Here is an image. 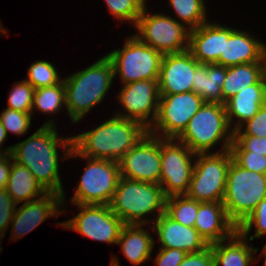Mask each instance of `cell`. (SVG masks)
I'll return each mask as SVG.
<instances>
[{"mask_svg":"<svg viewBox=\"0 0 266 266\" xmlns=\"http://www.w3.org/2000/svg\"><path fill=\"white\" fill-rule=\"evenodd\" d=\"M179 266H214L211 246L197 253H188Z\"/></svg>","mask_w":266,"mask_h":266,"instance_id":"60d3db41","label":"cell"},{"mask_svg":"<svg viewBox=\"0 0 266 266\" xmlns=\"http://www.w3.org/2000/svg\"><path fill=\"white\" fill-rule=\"evenodd\" d=\"M7 137L8 136L6 134L5 128L2 126V124L0 122V154H2V155L11 154V151H12L13 146H11V145L4 148V149L1 148L2 145L4 144V142L6 141Z\"/></svg>","mask_w":266,"mask_h":266,"instance_id":"7bdbcfd3","label":"cell"},{"mask_svg":"<svg viewBox=\"0 0 266 266\" xmlns=\"http://www.w3.org/2000/svg\"><path fill=\"white\" fill-rule=\"evenodd\" d=\"M169 5L180 23L193 30L208 21L204 0H169Z\"/></svg>","mask_w":266,"mask_h":266,"instance_id":"f1b7e54d","label":"cell"},{"mask_svg":"<svg viewBox=\"0 0 266 266\" xmlns=\"http://www.w3.org/2000/svg\"><path fill=\"white\" fill-rule=\"evenodd\" d=\"M25 80L35 89H38L56 85L63 79H61L57 69L52 63L38 60L30 65Z\"/></svg>","mask_w":266,"mask_h":266,"instance_id":"4dcf8cb0","label":"cell"},{"mask_svg":"<svg viewBox=\"0 0 266 266\" xmlns=\"http://www.w3.org/2000/svg\"><path fill=\"white\" fill-rule=\"evenodd\" d=\"M233 160L242 168L266 175V156L250 151H231Z\"/></svg>","mask_w":266,"mask_h":266,"instance_id":"d590c367","label":"cell"},{"mask_svg":"<svg viewBox=\"0 0 266 266\" xmlns=\"http://www.w3.org/2000/svg\"><path fill=\"white\" fill-rule=\"evenodd\" d=\"M253 226L256 228L255 233L249 237V241H253L254 237L260 238L266 234V197L258 203L254 211L239 225L238 231L244 237H247Z\"/></svg>","mask_w":266,"mask_h":266,"instance_id":"836d02e7","label":"cell"},{"mask_svg":"<svg viewBox=\"0 0 266 266\" xmlns=\"http://www.w3.org/2000/svg\"><path fill=\"white\" fill-rule=\"evenodd\" d=\"M230 151H250L266 156V137L233 135Z\"/></svg>","mask_w":266,"mask_h":266,"instance_id":"74e56055","label":"cell"},{"mask_svg":"<svg viewBox=\"0 0 266 266\" xmlns=\"http://www.w3.org/2000/svg\"><path fill=\"white\" fill-rule=\"evenodd\" d=\"M144 225L125 224L119 235L117 245L121 246L123 255L134 266L151 259L155 239L143 228Z\"/></svg>","mask_w":266,"mask_h":266,"instance_id":"cb8c5ba5","label":"cell"},{"mask_svg":"<svg viewBox=\"0 0 266 266\" xmlns=\"http://www.w3.org/2000/svg\"><path fill=\"white\" fill-rule=\"evenodd\" d=\"M16 204L6 189H0V233L5 236L16 210Z\"/></svg>","mask_w":266,"mask_h":266,"instance_id":"f35d334b","label":"cell"},{"mask_svg":"<svg viewBox=\"0 0 266 266\" xmlns=\"http://www.w3.org/2000/svg\"><path fill=\"white\" fill-rule=\"evenodd\" d=\"M254 84H264L262 62L226 67V77L222 87L223 105L238 92Z\"/></svg>","mask_w":266,"mask_h":266,"instance_id":"4316f807","label":"cell"},{"mask_svg":"<svg viewBox=\"0 0 266 266\" xmlns=\"http://www.w3.org/2000/svg\"><path fill=\"white\" fill-rule=\"evenodd\" d=\"M155 258L157 266H179L188 254L185 251L173 248H159Z\"/></svg>","mask_w":266,"mask_h":266,"instance_id":"ab89813d","label":"cell"},{"mask_svg":"<svg viewBox=\"0 0 266 266\" xmlns=\"http://www.w3.org/2000/svg\"><path fill=\"white\" fill-rule=\"evenodd\" d=\"M84 158L88 161L71 203L110 205L120 179L119 164L107 159L83 157L73 147L68 158Z\"/></svg>","mask_w":266,"mask_h":266,"instance_id":"ba28073f","label":"cell"},{"mask_svg":"<svg viewBox=\"0 0 266 266\" xmlns=\"http://www.w3.org/2000/svg\"><path fill=\"white\" fill-rule=\"evenodd\" d=\"M6 191L16 204L33 201L43 197L48 192L34 178L28 168L12 161Z\"/></svg>","mask_w":266,"mask_h":266,"instance_id":"484cf974","label":"cell"},{"mask_svg":"<svg viewBox=\"0 0 266 266\" xmlns=\"http://www.w3.org/2000/svg\"><path fill=\"white\" fill-rule=\"evenodd\" d=\"M10 92L7 108L31 113L35 88L24 79L14 84Z\"/></svg>","mask_w":266,"mask_h":266,"instance_id":"d6a6232c","label":"cell"},{"mask_svg":"<svg viewBox=\"0 0 266 266\" xmlns=\"http://www.w3.org/2000/svg\"><path fill=\"white\" fill-rule=\"evenodd\" d=\"M194 228L209 245L230 238L238 230L222 202H199Z\"/></svg>","mask_w":266,"mask_h":266,"instance_id":"ffe728a7","label":"cell"},{"mask_svg":"<svg viewBox=\"0 0 266 266\" xmlns=\"http://www.w3.org/2000/svg\"><path fill=\"white\" fill-rule=\"evenodd\" d=\"M247 239L237 230L230 238L211 244L214 266H250L255 263L254 254L258 248L249 245Z\"/></svg>","mask_w":266,"mask_h":266,"instance_id":"603a6c76","label":"cell"},{"mask_svg":"<svg viewBox=\"0 0 266 266\" xmlns=\"http://www.w3.org/2000/svg\"><path fill=\"white\" fill-rule=\"evenodd\" d=\"M232 159L230 149L196 154L190 186L185 195L199 202H223Z\"/></svg>","mask_w":266,"mask_h":266,"instance_id":"52a82bcc","label":"cell"},{"mask_svg":"<svg viewBox=\"0 0 266 266\" xmlns=\"http://www.w3.org/2000/svg\"><path fill=\"white\" fill-rule=\"evenodd\" d=\"M12 161L13 158L11 154L0 156V189L6 188L11 171Z\"/></svg>","mask_w":266,"mask_h":266,"instance_id":"b9f144b4","label":"cell"},{"mask_svg":"<svg viewBox=\"0 0 266 266\" xmlns=\"http://www.w3.org/2000/svg\"><path fill=\"white\" fill-rule=\"evenodd\" d=\"M125 179L159 184L161 174L160 137L147 132L119 161Z\"/></svg>","mask_w":266,"mask_h":266,"instance_id":"5bb4252c","label":"cell"},{"mask_svg":"<svg viewBox=\"0 0 266 266\" xmlns=\"http://www.w3.org/2000/svg\"><path fill=\"white\" fill-rule=\"evenodd\" d=\"M63 106L66 107V98L65 85L62 80L56 85L35 89L31 114L35 113L33 111L36 109V111L54 115L60 112Z\"/></svg>","mask_w":266,"mask_h":266,"instance_id":"83f0119b","label":"cell"},{"mask_svg":"<svg viewBox=\"0 0 266 266\" xmlns=\"http://www.w3.org/2000/svg\"><path fill=\"white\" fill-rule=\"evenodd\" d=\"M145 6L134 27L145 44L164 54L189 50L190 29L163 13L149 14Z\"/></svg>","mask_w":266,"mask_h":266,"instance_id":"30bf717a","label":"cell"},{"mask_svg":"<svg viewBox=\"0 0 266 266\" xmlns=\"http://www.w3.org/2000/svg\"><path fill=\"white\" fill-rule=\"evenodd\" d=\"M151 230L161 243L159 248H173L187 253H197L210 245L194 227H187L170 218L165 212L154 220Z\"/></svg>","mask_w":266,"mask_h":266,"instance_id":"ac0fdd59","label":"cell"},{"mask_svg":"<svg viewBox=\"0 0 266 266\" xmlns=\"http://www.w3.org/2000/svg\"><path fill=\"white\" fill-rule=\"evenodd\" d=\"M32 114L23 113L10 108L3 109L0 113V122L5 128L6 134L13 133L16 135H24L31 127Z\"/></svg>","mask_w":266,"mask_h":266,"instance_id":"e575fe53","label":"cell"},{"mask_svg":"<svg viewBox=\"0 0 266 266\" xmlns=\"http://www.w3.org/2000/svg\"><path fill=\"white\" fill-rule=\"evenodd\" d=\"M225 77V66L199 63L195 70L192 91L205 102L223 104L222 87Z\"/></svg>","mask_w":266,"mask_h":266,"instance_id":"d4e9b609","label":"cell"},{"mask_svg":"<svg viewBox=\"0 0 266 266\" xmlns=\"http://www.w3.org/2000/svg\"><path fill=\"white\" fill-rule=\"evenodd\" d=\"M109 12L117 19L121 21L131 22L134 27L136 26L138 19L143 11V8L147 5L146 0H105Z\"/></svg>","mask_w":266,"mask_h":266,"instance_id":"1f68e13d","label":"cell"},{"mask_svg":"<svg viewBox=\"0 0 266 266\" xmlns=\"http://www.w3.org/2000/svg\"><path fill=\"white\" fill-rule=\"evenodd\" d=\"M231 128L225 105L204 102L176 140L195 154L210 153L211 148L221 141L223 152L229 150L233 142L234 131Z\"/></svg>","mask_w":266,"mask_h":266,"instance_id":"5b68a950","label":"cell"},{"mask_svg":"<svg viewBox=\"0 0 266 266\" xmlns=\"http://www.w3.org/2000/svg\"><path fill=\"white\" fill-rule=\"evenodd\" d=\"M234 29L207 21L190 30L189 51L201 64L217 63L223 54L224 38H228Z\"/></svg>","mask_w":266,"mask_h":266,"instance_id":"d6986e66","label":"cell"},{"mask_svg":"<svg viewBox=\"0 0 266 266\" xmlns=\"http://www.w3.org/2000/svg\"><path fill=\"white\" fill-rule=\"evenodd\" d=\"M266 45L250 32L234 29L224 38L223 54L216 64L231 67L238 64L262 62Z\"/></svg>","mask_w":266,"mask_h":266,"instance_id":"44dd1931","label":"cell"},{"mask_svg":"<svg viewBox=\"0 0 266 266\" xmlns=\"http://www.w3.org/2000/svg\"><path fill=\"white\" fill-rule=\"evenodd\" d=\"M56 126L53 120L46 121L30 137L13 145L11 155L13 161L29 169L47 192L63 195L64 206L66 197L59 177L58 149L64 150L65 161L72 149V136H58Z\"/></svg>","mask_w":266,"mask_h":266,"instance_id":"6da1fadb","label":"cell"},{"mask_svg":"<svg viewBox=\"0 0 266 266\" xmlns=\"http://www.w3.org/2000/svg\"><path fill=\"white\" fill-rule=\"evenodd\" d=\"M125 40L124 47L107 53L113 64L114 77L118 75L123 85L140 80H158L163 54L136 35Z\"/></svg>","mask_w":266,"mask_h":266,"instance_id":"9c48e42d","label":"cell"},{"mask_svg":"<svg viewBox=\"0 0 266 266\" xmlns=\"http://www.w3.org/2000/svg\"><path fill=\"white\" fill-rule=\"evenodd\" d=\"M265 103L266 88L264 84L248 86L247 89L229 99L225 103V107L230 127L233 126L232 130H237L243 123L250 120Z\"/></svg>","mask_w":266,"mask_h":266,"instance_id":"7402d4cb","label":"cell"},{"mask_svg":"<svg viewBox=\"0 0 266 266\" xmlns=\"http://www.w3.org/2000/svg\"><path fill=\"white\" fill-rule=\"evenodd\" d=\"M204 102L193 91L160 95L158 114L148 132L162 139H177Z\"/></svg>","mask_w":266,"mask_h":266,"instance_id":"8fae6325","label":"cell"},{"mask_svg":"<svg viewBox=\"0 0 266 266\" xmlns=\"http://www.w3.org/2000/svg\"><path fill=\"white\" fill-rule=\"evenodd\" d=\"M160 155L159 184L164 195L166 197L185 195L188 192L194 168L192 158L195 159L196 154L176 139L160 138Z\"/></svg>","mask_w":266,"mask_h":266,"instance_id":"7c38bea8","label":"cell"},{"mask_svg":"<svg viewBox=\"0 0 266 266\" xmlns=\"http://www.w3.org/2000/svg\"><path fill=\"white\" fill-rule=\"evenodd\" d=\"M261 256H265V257H266V244L264 245L263 250H262V252L260 253V257H261ZM264 266H266V258H265V260H264Z\"/></svg>","mask_w":266,"mask_h":266,"instance_id":"f6af8a7d","label":"cell"},{"mask_svg":"<svg viewBox=\"0 0 266 266\" xmlns=\"http://www.w3.org/2000/svg\"><path fill=\"white\" fill-rule=\"evenodd\" d=\"M114 68L105 55L87 68L63 78L66 110L72 123H77L103 101L114 79Z\"/></svg>","mask_w":266,"mask_h":266,"instance_id":"3957f363","label":"cell"},{"mask_svg":"<svg viewBox=\"0 0 266 266\" xmlns=\"http://www.w3.org/2000/svg\"><path fill=\"white\" fill-rule=\"evenodd\" d=\"M265 197L266 175L246 170L232 159L222 202L229 219L239 227Z\"/></svg>","mask_w":266,"mask_h":266,"instance_id":"8992f818","label":"cell"},{"mask_svg":"<svg viewBox=\"0 0 266 266\" xmlns=\"http://www.w3.org/2000/svg\"><path fill=\"white\" fill-rule=\"evenodd\" d=\"M80 209L73 218L56 223L73 230L94 241L117 244L123 221L111 210L109 205L75 204Z\"/></svg>","mask_w":266,"mask_h":266,"instance_id":"4fadbf2b","label":"cell"},{"mask_svg":"<svg viewBox=\"0 0 266 266\" xmlns=\"http://www.w3.org/2000/svg\"><path fill=\"white\" fill-rule=\"evenodd\" d=\"M262 78H263L264 85L266 88V52H265L263 60H262Z\"/></svg>","mask_w":266,"mask_h":266,"instance_id":"ee69618b","label":"cell"},{"mask_svg":"<svg viewBox=\"0 0 266 266\" xmlns=\"http://www.w3.org/2000/svg\"><path fill=\"white\" fill-rule=\"evenodd\" d=\"M199 62L187 50L164 54L158 78L159 95H171L192 91L193 78Z\"/></svg>","mask_w":266,"mask_h":266,"instance_id":"2e32d148","label":"cell"},{"mask_svg":"<svg viewBox=\"0 0 266 266\" xmlns=\"http://www.w3.org/2000/svg\"><path fill=\"white\" fill-rule=\"evenodd\" d=\"M61 208L63 209V195L55 192H48L39 199L24 202L16 208L10 224L12 240H19L27 235L48 217H57L63 212Z\"/></svg>","mask_w":266,"mask_h":266,"instance_id":"e0dca14e","label":"cell"},{"mask_svg":"<svg viewBox=\"0 0 266 266\" xmlns=\"http://www.w3.org/2000/svg\"><path fill=\"white\" fill-rule=\"evenodd\" d=\"M1 238H4V236L0 233V241L2 240Z\"/></svg>","mask_w":266,"mask_h":266,"instance_id":"bcb514c9","label":"cell"},{"mask_svg":"<svg viewBox=\"0 0 266 266\" xmlns=\"http://www.w3.org/2000/svg\"><path fill=\"white\" fill-rule=\"evenodd\" d=\"M147 132L140 122L114 115L98 127L72 136V147L83 157L118 162Z\"/></svg>","mask_w":266,"mask_h":266,"instance_id":"7a4b0ae2","label":"cell"},{"mask_svg":"<svg viewBox=\"0 0 266 266\" xmlns=\"http://www.w3.org/2000/svg\"><path fill=\"white\" fill-rule=\"evenodd\" d=\"M119 103L124 111L116 116L134 119L149 129L154 123L159 106L158 80H140L123 85L118 92Z\"/></svg>","mask_w":266,"mask_h":266,"instance_id":"9a60e30c","label":"cell"},{"mask_svg":"<svg viewBox=\"0 0 266 266\" xmlns=\"http://www.w3.org/2000/svg\"><path fill=\"white\" fill-rule=\"evenodd\" d=\"M199 201L186 195L166 197L165 213L173 220L187 227H194Z\"/></svg>","mask_w":266,"mask_h":266,"instance_id":"f546056e","label":"cell"},{"mask_svg":"<svg viewBox=\"0 0 266 266\" xmlns=\"http://www.w3.org/2000/svg\"><path fill=\"white\" fill-rule=\"evenodd\" d=\"M165 203L160 184L120 177L109 206L124 224L152 225L165 212ZM147 214H154L155 218L145 219Z\"/></svg>","mask_w":266,"mask_h":266,"instance_id":"277c9868","label":"cell"},{"mask_svg":"<svg viewBox=\"0 0 266 266\" xmlns=\"http://www.w3.org/2000/svg\"><path fill=\"white\" fill-rule=\"evenodd\" d=\"M234 135H253L260 138L266 137V103L250 120L246 121L235 130Z\"/></svg>","mask_w":266,"mask_h":266,"instance_id":"8d00e7d4","label":"cell"}]
</instances>
